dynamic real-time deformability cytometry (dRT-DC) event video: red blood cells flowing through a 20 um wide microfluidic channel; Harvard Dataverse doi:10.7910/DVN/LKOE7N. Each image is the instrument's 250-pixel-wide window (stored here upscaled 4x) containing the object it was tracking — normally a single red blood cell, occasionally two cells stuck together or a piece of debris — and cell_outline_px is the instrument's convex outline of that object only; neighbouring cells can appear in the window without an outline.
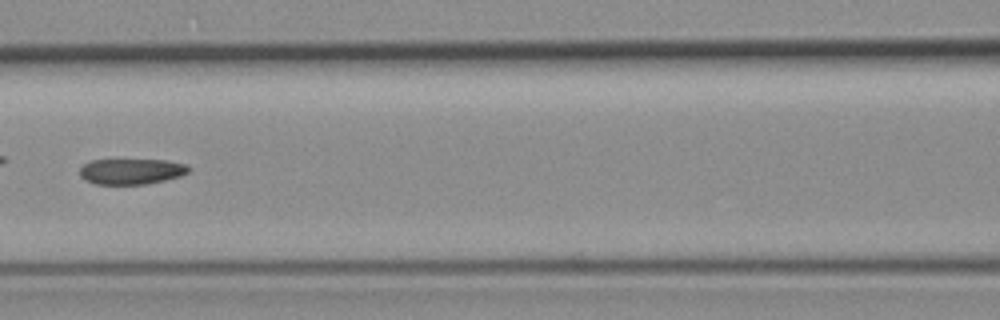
{"species": "common noctule bat (a hibernating species)", "species_latin": "Nyctalus noctula", "temperature_condition": "room temperature", "stored_images_in_passage": 9, "camera_frame_rate_fps": 3000, "um_per_image_px": 0.085, "animal": {"sex": "female", "body_mass_g": 19.3, "forearm_length_mm": 54.1}, "frame": {"image": 1, "passage_image": 6, "time_ms": 7.0, "image_size_px": [1000, 320], "cell_outline_px": [[192, 168], [188, 172], [180, 176], [164, 180], [144, 184], [96, 184], [84, 180], [80, 176], [80, 168], [84, 164], [92, 160], [168, 160], [188, 164]], "centroid_in_image_um": [11.19, 14.56], "position_along_channel_um": 155.4, "area_um2": 16.36}}
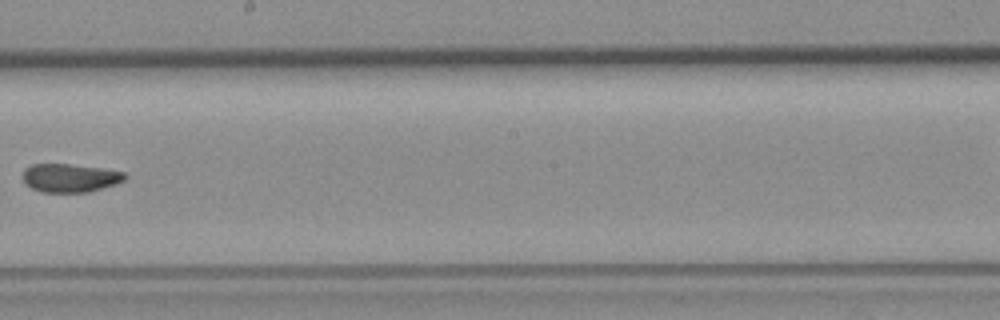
{"frame": {"image": 2, "passage_image": 8, "time_ms": 9.333, "image_size_px": [1000, 320], "cell_outline_px": [[128, 176], [124, 180], [116, 184], [88, 192], [40, 192], [24, 184], [24, 168], [32, 164], [68, 164], [104, 168], [124, 172]], "centroid_in_image_um": [5.96, 15.12], "position_along_channel_um": 242.2, "area_um2": 16.99}}
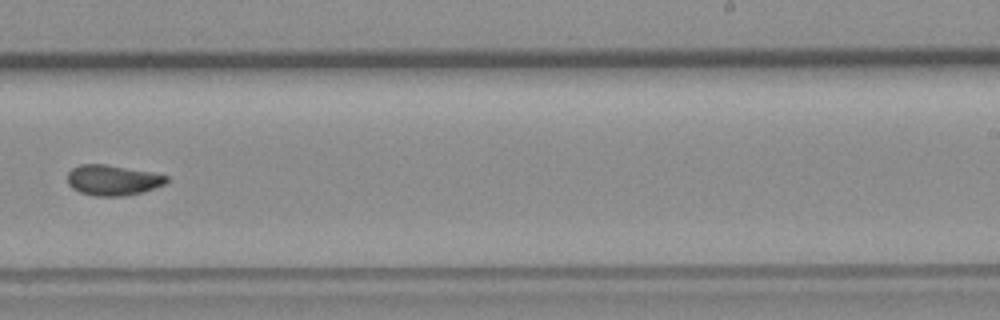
{"frame": {"image": 3, "passage_image": 9, "time_ms": 10.333, "image_size_px": [1000, 320], "cell_outline_px": [[168, 180], [164, 184], [144, 192], [128, 196], [92, 196], [80, 192], [72, 188], [68, 184], [68, 172], [72, 168], [80, 164], [108, 164], [152, 172], [168, 176]], "centroid_in_image_um": [9.58, 15.31], "position_along_channel_um": 279.4, "area_um2": 17.8}}